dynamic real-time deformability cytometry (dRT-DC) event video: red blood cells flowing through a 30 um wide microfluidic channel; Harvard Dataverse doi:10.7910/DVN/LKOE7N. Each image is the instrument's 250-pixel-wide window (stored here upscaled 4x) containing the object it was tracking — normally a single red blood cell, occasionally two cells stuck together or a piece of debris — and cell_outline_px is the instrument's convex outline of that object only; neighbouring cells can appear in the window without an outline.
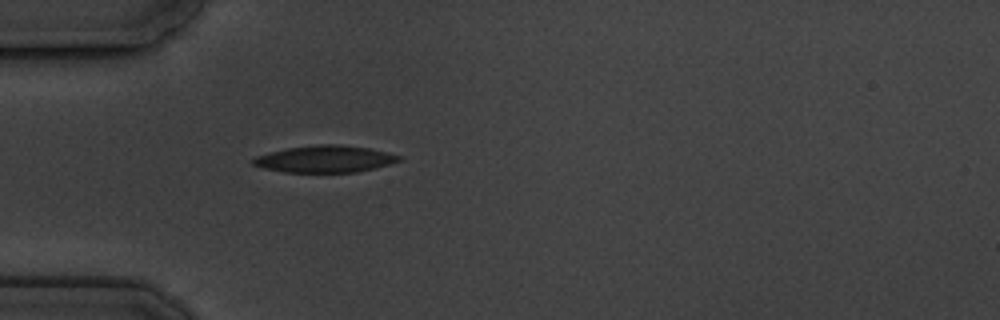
{"species": "common noctule bat (a hibernating species)", "species_latin": "Nyctalus noctula", "temperature_condition": "cold", "stored_images_in_passage": 1, "camera_frame_rate_fps": 3000, "um_per_image_px": 0.085, "animal": {"sex": "male", "body_mass_g": 19.5, "forearm_length_mm": 54.6}, "frame": {"image": 1, "passage_image": 1, "time_ms": 0.0, "image_size_px": [1000, 320], "cell_outline_px": [[400, 160], [388, 164], [356, 172], [284, 172], [264, 168], [252, 164], [252, 160], [256, 156], [288, 148], [320, 144], [340, 144], [368, 148], [388, 152], [400, 156]], "centroid_in_image_um": [27.61, 13.51], "position_along_channel_um": 57.4, "area_um2": 22.48}}